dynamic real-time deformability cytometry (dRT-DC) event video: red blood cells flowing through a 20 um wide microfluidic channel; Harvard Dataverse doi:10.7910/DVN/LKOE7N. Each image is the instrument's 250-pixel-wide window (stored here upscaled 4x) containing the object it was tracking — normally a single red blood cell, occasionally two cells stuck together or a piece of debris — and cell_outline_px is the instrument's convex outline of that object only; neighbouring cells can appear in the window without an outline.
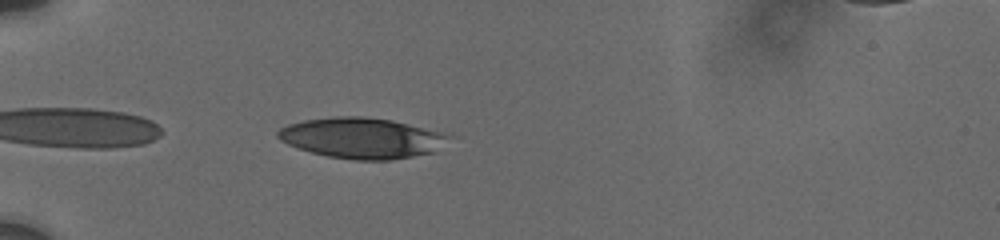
{"species": "human", "species_latin": "Homo sapiens", "temperature_condition": "cold", "stored_images_in_passage": 5, "camera_frame_rate_fps": 3000, "um_per_image_px": 0.085, "donor": {"sex": "male"}, "frame": {"image": 1, "passage_image": 3, "time_ms": 0.667, "image_size_px": [1000, 240], "cell_outline_px": [[456, 136], [436, 152], [392, 160], [352, 160], [328, 156], [312, 152], [288, 144], [280, 140], [276, 136], [276, 132], [280, 128], [288, 124], [304, 120], [332, 116], [364, 116], [392, 120], [452, 132]], "centroid_in_image_um": [30.9, 11.72], "position_along_channel_um": 54.1, "area_um2": 41.5}}